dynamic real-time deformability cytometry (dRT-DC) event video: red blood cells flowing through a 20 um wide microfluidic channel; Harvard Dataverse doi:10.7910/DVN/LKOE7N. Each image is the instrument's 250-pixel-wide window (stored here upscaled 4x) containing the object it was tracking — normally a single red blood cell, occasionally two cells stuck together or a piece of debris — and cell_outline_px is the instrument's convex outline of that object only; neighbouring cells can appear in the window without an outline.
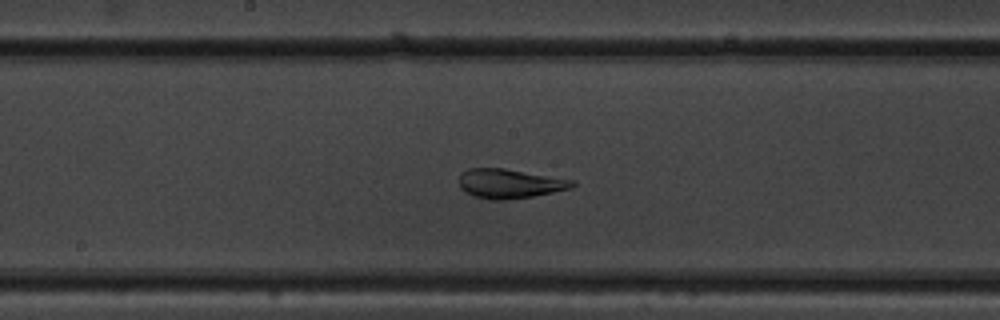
{"species": "common noctule bat (a hibernating species)", "species_latin": "Nyctalus noctula", "temperature_condition": "warm", "stored_images_in_passage": 54, "camera_frame_rate_fps": 3000, "um_per_image_px": 0.085, "animal": {"sex": "male", "body_mass_g": 19.5, "forearm_length_mm": 54.6}, "frame": {"image": 1, "passage_image": 28, "time_ms": 9.0, "image_size_px": [1000, 320], "cell_outline_px": [[576, 184], [572, 188], [532, 196], [504, 200], [492, 200], [476, 196], [460, 188], [456, 180], [460, 172], [468, 168], [504, 168], [576, 180]], "centroid_in_image_um": [43.3, 15.59], "position_along_channel_um": 204.9, "area_um2": 19.54}}
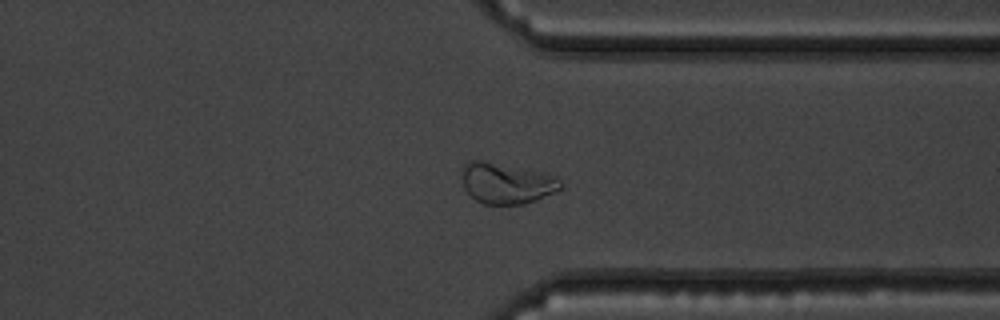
{"frame": {"image": 2, "passage_image": 41, "time_ms": 13.333, "image_size_px": [1000, 320], "cell_outline_px": [[564, 188], [536, 200], [524, 204], [484, 204], [476, 200], [464, 188], [464, 164], [468, 160], [484, 160], [540, 172], [556, 176], [564, 184]], "centroid_in_image_um": [43.1, 15.58], "position_along_channel_um": 368.3, "area_um2": 23.35}}
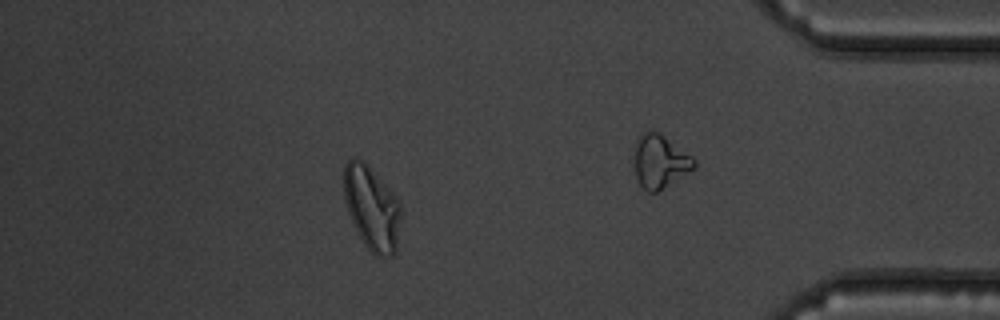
{"frame": {"image": 3, "passage_image": 47, "time_ms": 15.333, "image_size_px": [1000, 320], "cell_outline_px": [[400, 216], [396, 252], [392, 256], [376, 256], [364, 244], [356, 232], [348, 212], [344, 200], [344, 164], [348, 160], [356, 156], [364, 160], [396, 196], [400, 204]], "centroid_in_image_um": [31.58, 17.66], "position_along_channel_um": 403.6, "area_um2": 28.03}, "authors_computed_cell_mechanics": {"area_um2": 25.2875, "velocity_mm_per_s": 3.7761, "shape_relaxation_time_tau1_ms": 5.4322, "shape_relaxation_time_tau2_ms": null, "deformation_change_tau1": 0.194, "deformation_change_tau2": null}}